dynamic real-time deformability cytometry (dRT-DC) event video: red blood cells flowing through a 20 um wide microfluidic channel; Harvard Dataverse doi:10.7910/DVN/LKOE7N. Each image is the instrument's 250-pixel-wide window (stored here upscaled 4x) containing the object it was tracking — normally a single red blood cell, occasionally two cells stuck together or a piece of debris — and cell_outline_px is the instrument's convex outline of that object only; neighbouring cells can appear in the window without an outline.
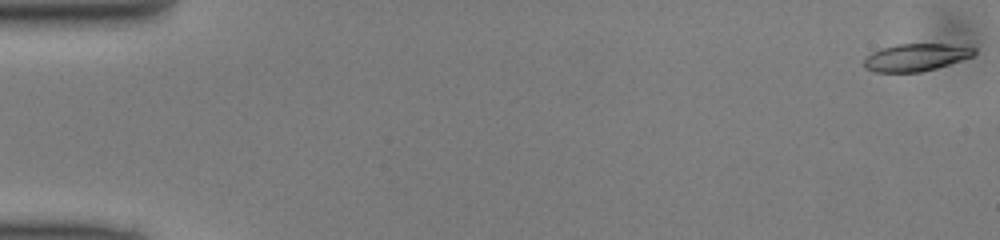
{"species": "common noctule bat (a hibernating species)", "species_latin": "Nyctalus noctula", "temperature_condition": "cold", "stored_images_in_passage": 50, "camera_frame_rate_fps": 3000, "um_per_image_px": 0.085, "animal": {"sex": "male", "body_mass_g": 13.0, "forearm_length_mm": 53.1}, "frame": {"image": 1, "passage_image": 1, "time_ms": 0.0, "image_size_px": [1000, 240], "cell_outline_px": [[976, 52], [972, 56], [936, 68], [920, 72], [876, 72], [864, 68], [864, 60], [872, 52], [880, 48], [896, 44], [948, 44], [976, 48]], "centroid_in_image_um": [77.82, 4.87], "position_along_channel_um": 7.2, "area_um2": 17.46}}
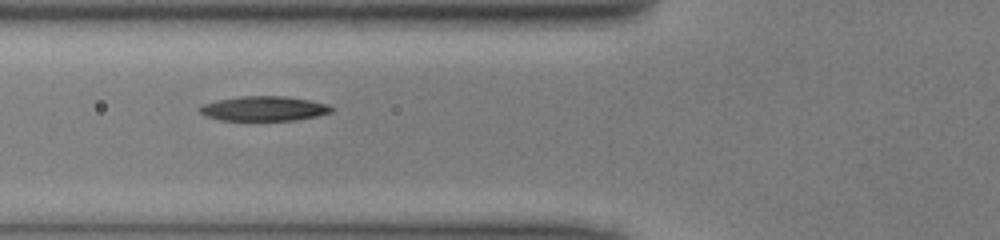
{"frame": {"image": 2, "passage_image": 19, "time_ms": 6.0, "image_size_px": [1000, 240], "cell_outline_px": [[336, 108], [332, 112], [316, 116], [296, 120], [220, 120], [204, 116], [200, 112], [200, 108], [204, 104], [216, 100], [240, 96], [284, 96], [308, 100], [328, 104]], "centroid_in_image_um": [22.45, 9.23], "position_along_channel_um": 103.3, "area_um2": 18.96}}
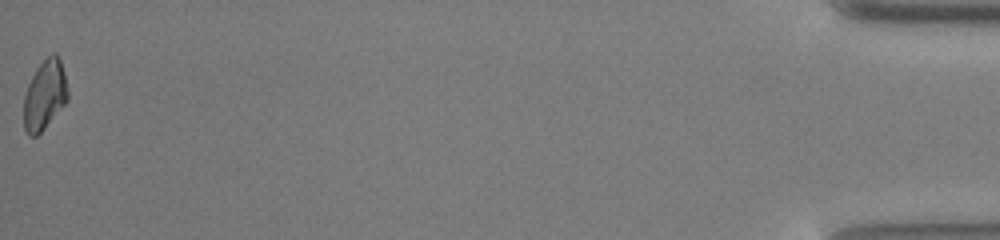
{"frame": {"image": 3, "passage_image": 50, "time_ms": 16.333, "image_size_px": [1000, 240], "cell_outline_px": [[68, 100], [44, 128], [36, 136], [28, 136], [24, 128], [24, 96], [28, 84], [36, 68], [52, 52], [56, 52], [60, 60], [64, 72], [68, 88]], "centroid_in_image_um": [3.8, 8.06], "position_along_channel_um": 431.4, "area_um2": 17.8}}